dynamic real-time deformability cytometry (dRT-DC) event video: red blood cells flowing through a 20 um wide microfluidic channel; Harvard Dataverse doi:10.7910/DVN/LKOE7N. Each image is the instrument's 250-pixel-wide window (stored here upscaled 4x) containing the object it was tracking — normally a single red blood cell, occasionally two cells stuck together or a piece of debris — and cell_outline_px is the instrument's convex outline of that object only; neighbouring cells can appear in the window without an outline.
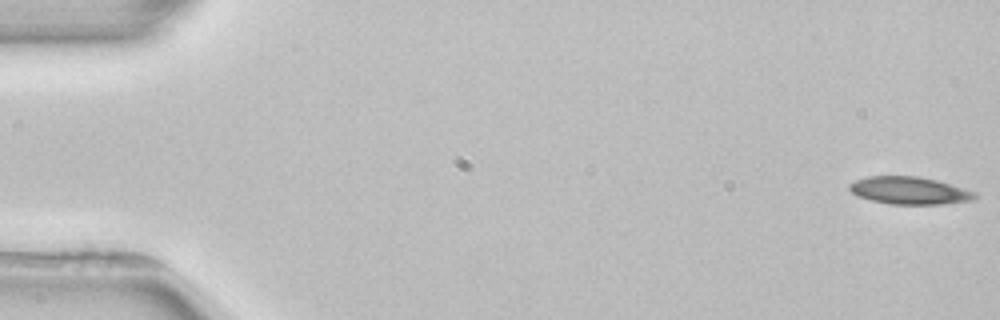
{"species": "common noctule bat (a hibernating species)", "species_latin": "Nyctalus noctula", "temperature_condition": "room temperature", "stored_images_in_passage": 5, "segment_of_instrument_passage": [1, 2], "camera_frame_rate_fps": 3000, "um_per_image_px": 0.085, "animal": {"sex": "female", "body_mass_g": 22.7, "forearm_length_mm": 54.2}, "frame": {"image": 1, "passage_image": 1, "time_ms": 0.0, "image_size_px": [1000, 320], "cell_outline_px": [[980, 196], [972, 200], [940, 204], [888, 204], [856, 196], [848, 188], [848, 184], [856, 180], [868, 176], [916, 176], [936, 180], [976, 192]], "centroid_in_image_um": [77.28, 16.2], "position_along_channel_um": 7.7, "area_um2": 20.06}}